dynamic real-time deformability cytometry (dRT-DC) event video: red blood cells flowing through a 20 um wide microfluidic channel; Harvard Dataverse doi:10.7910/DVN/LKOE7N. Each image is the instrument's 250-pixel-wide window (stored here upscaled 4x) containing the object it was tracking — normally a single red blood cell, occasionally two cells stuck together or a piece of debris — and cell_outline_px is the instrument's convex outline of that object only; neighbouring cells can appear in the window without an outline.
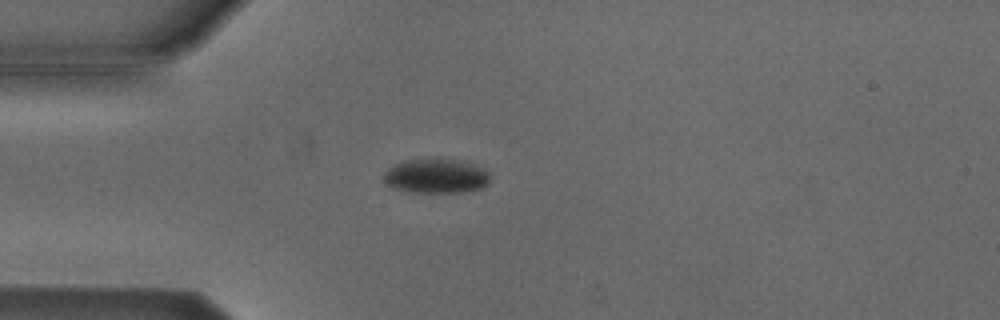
{"species": "Egyptian fruit bat (a non-hibernating species)", "species_latin": "Rousettus aegyptiacus", "temperature_condition": "cold", "stored_images_in_passage": 43, "camera_frame_rate_fps": 3000, "um_per_image_px": 0.085, "animal": {"sex": "male"}, "frame": {"image": 1, "passage_image": 4, "time_ms": 1.0, "image_size_px": [1000, 320], "cell_outline_px": [[488, 184], [480, 188], [464, 192], [408, 192], [392, 188], [384, 184], [384, 172], [388, 168], [404, 160], [440, 156], [472, 164], [488, 172]], "centroid_in_image_um": [36.99, 14.94], "position_along_channel_um": 48.0, "area_um2": 21.73}}
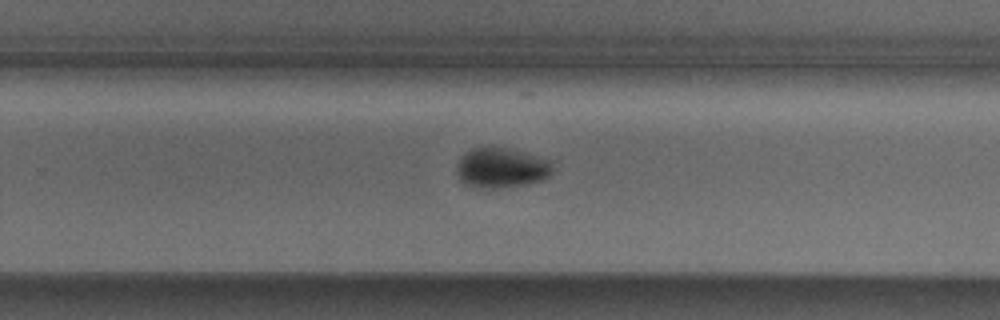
{"frame": {"image": 2, "passage_image": 24, "time_ms": 7.667, "image_size_px": [1000, 320], "cell_outline_px": [[552, 172], [544, 180], [524, 184], [492, 188], [476, 188], [460, 180], [456, 172], [456, 168], [460, 160], [472, 148], [492, 144], [508, 148], [548, 160], [552, 164]], "centroid_in_image_um": [42.59, 14.24], "position_along_channel_um": 287.2, "area_um2": 22.31}}
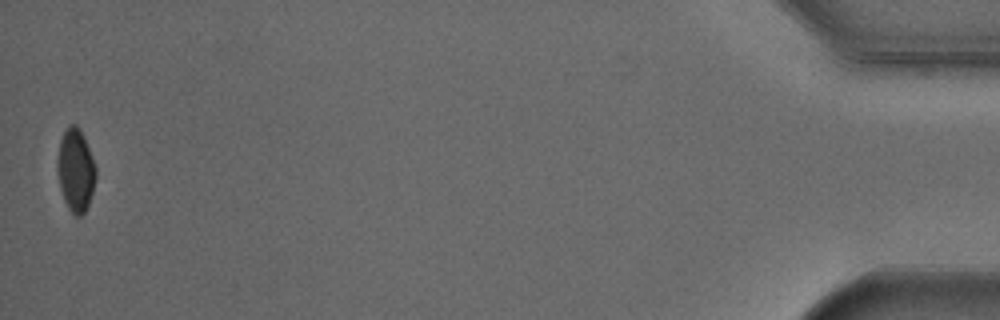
{"frame": {"image": 3, "passage_image": 43, "time_ms": 14.0, "image_size_px": [1000, 320], "cell_outline_px": [[96, 176], [92, 192], [88, 204], [84, 212], [80, 216], [76, 216], [68, 208], [64, 200], [60, 188], [56, 172], [56, 164], [60, 140], [68, 124], [76, 124], [92, 156], [96, 168]], "centroid_in_image_um": [6.4, 14.47], "position_along_channel_um": 428.8, "area_um2": 18.38}, "authors_computed_cell_mechanics": {"area_um2": 21.7328, "velocity_mm_per_s": 3.79, "shape_relaxation_time_tau1_ms": 5.3523, "shape_relaxation_time_tau2_ms": null, "deformation_change_tau1": 0.07, "deformation_change_tau2": null}}